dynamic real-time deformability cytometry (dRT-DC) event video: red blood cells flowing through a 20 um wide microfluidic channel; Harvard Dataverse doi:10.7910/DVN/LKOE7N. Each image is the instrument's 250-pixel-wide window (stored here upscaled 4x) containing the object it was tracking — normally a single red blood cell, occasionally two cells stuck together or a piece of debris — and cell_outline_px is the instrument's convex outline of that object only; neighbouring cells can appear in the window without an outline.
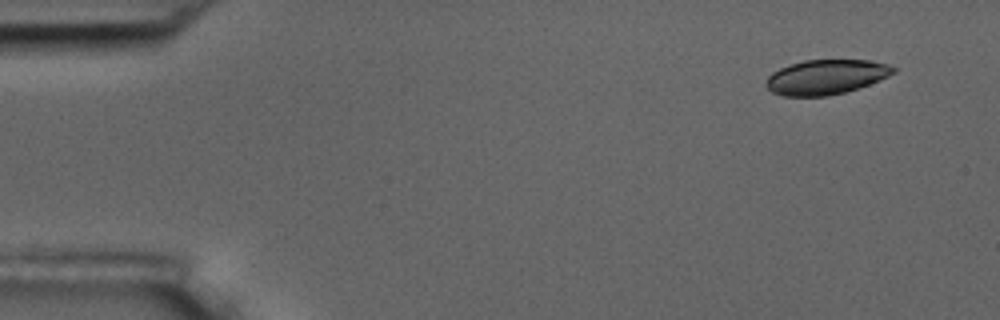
{"species": "common noctule bat (a hibernating species)", "species_latin": "Nyctalus noctula", "temperature_condition": "room temperature", "stored_images_in_passage": 5, "camera_frame_rate_fps": 3000, "um_per_image_px": 0.085, "animal": {"sex": "male", "body_mass_g": 17.5, "forearm_length_mm": 52.3}, "frame": {"image": 1, "passage_image": 1, "time_ms": 0.0, "image_size_px": [1000, 320], "cell_outline_px": [[896, 72], [880, 80], [844, 92], [828, 96], [784, 96], [772, 92], [764, 84], [768, 76], [772, 72], [780, 68], [804, 60], [872, 60], [888, 64], [896, 68]], "centroid_in_image_um": [70.21, 6.54], "position_along_channel_um": 14.8, "area_um2": 25.72}}
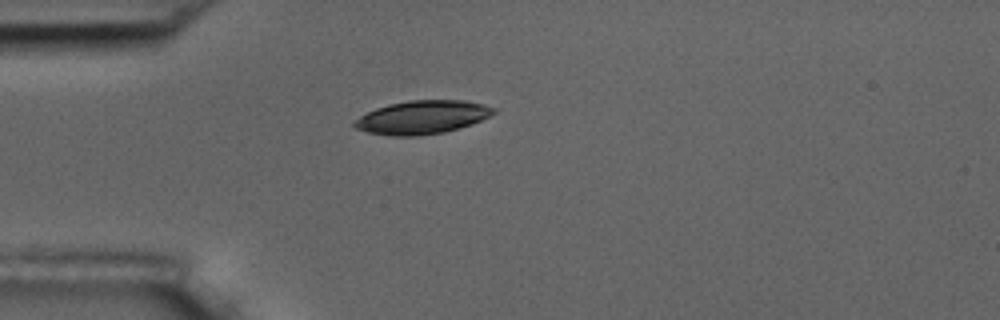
{"frame": {"image": 2, "passage_image": 4, "time_ms": 3.667, "image_size_px": [1000, 320], "cell_outline_px": [[496, 112], [472, 124], [444, 132], [416, 136], [388, 136], [368, 132], [356, 128], [352, 124], [352, 120], [376, 108], [388, 104], [408, 100], [464, 100], [484, 104], [496, 108]], "centroid_in_image_um": [35.86, 9.96], "position_along_channel_um": 49.1, "area_um2": 27.17}}